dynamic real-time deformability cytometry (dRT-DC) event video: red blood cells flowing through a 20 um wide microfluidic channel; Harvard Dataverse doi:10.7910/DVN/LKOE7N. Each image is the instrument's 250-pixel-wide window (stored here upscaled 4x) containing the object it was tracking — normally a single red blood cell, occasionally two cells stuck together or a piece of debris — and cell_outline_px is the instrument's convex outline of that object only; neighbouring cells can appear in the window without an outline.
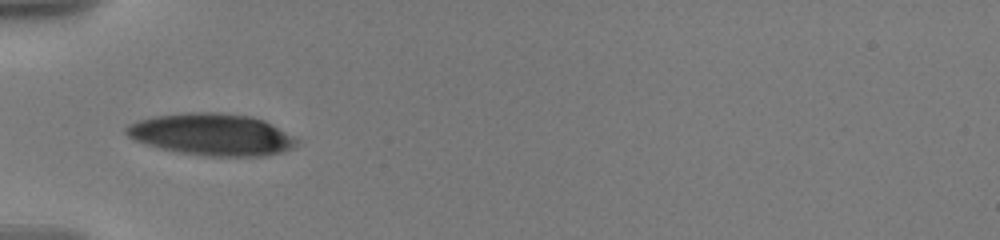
{"species": "human", "species_latin": "Homo sapiens", "temperature_condition": "warm", "stored_images_in_passage": 6, "camera_frame_rate_fps": 3000, "um_per_image_px": 0.085, "donor": {"sex": "male"}, "frame": {"image": 1, "passage_image": 1, "time_ms": 0.0, "image_size_px": [1000, 240], "cell_outline_px": [[300, 140], [292, 148], [280, 152], [264, 156], [204, 156], [176, 152], [160, 148], [136, 140], [128, 136], [124, 132], [124, 128], [140, 120], [156, 116], [188, 112], [216, 112], [252, 116], [264, 120]], "centroid_in_image_um": [18.02, 11.43], "position_along_channel_um": 67.0, "area_um2": 41.38}}
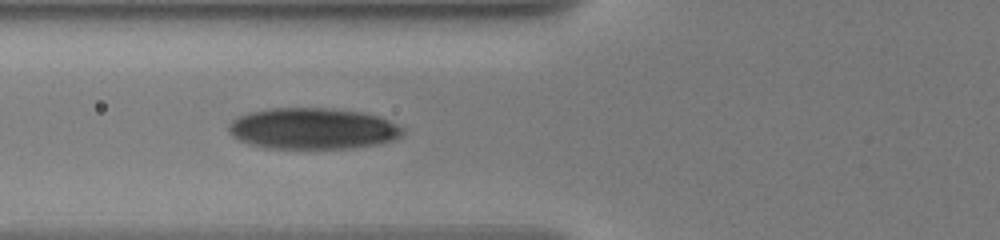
{"frame": {"image": 2, "passage_image": 4, "time_ms": 1.0, "image_size_px": [1000, 240], "cell_outline_px": [[404, 132], [396, 140], [380, 144], [352, 148], [264, 148], [240, 140], [232, 136], [228, 132], [228, 124], [232, 120], [248, 112], [272, 108], [332, 108], [364, 112], [380, 116], [404, 128]], "centroid_in_image_um": [26.62, 10.93], "position_along_channel_um": 99.2, "area_um2": 42.14}}